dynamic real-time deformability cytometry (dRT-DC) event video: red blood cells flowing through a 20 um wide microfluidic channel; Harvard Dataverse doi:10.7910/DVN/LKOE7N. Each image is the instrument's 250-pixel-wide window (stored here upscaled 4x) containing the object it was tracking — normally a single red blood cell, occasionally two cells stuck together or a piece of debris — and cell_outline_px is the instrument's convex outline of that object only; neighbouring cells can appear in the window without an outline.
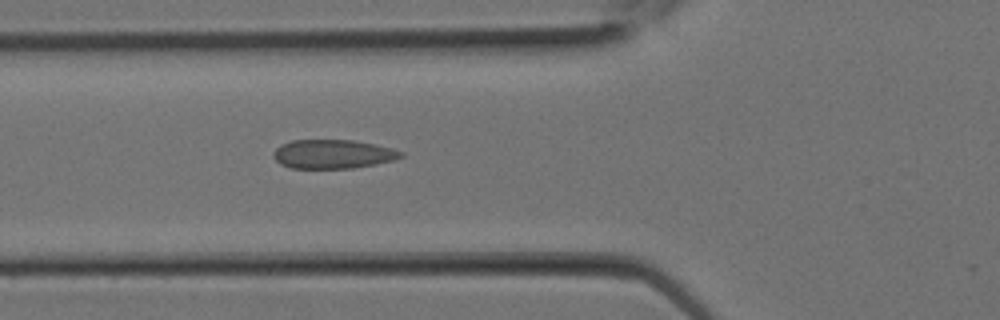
{"species": "Egyptian fruit bat (a non-hibernating species)", "species_latin": "Rousettus aegyptiacus", "temperature_condition": "room temperature", "stored_images_in_passage": 8, "camera_frame_rate_fps": 3000, "um_per_image_px": 0.085, "animal": {"sex": "female"}, "frame": {"image": 1, "passage_image": 8, "time_ms": 2.333, "image_size_px": [1000, 320], "cell_outline_px": [[404, 156], [392, 160], [376, 164], [352, 168], [292, 168], [280, 164], [272, 156], [272, 152], [280, 144], [292, 140], [352, 140], [376, 144], [392, 148], [404, 152]], "centroid_in_image_um": [28.28, 13.09], "position_along_channel_um": 97.5, "area_um2": 21.62}}